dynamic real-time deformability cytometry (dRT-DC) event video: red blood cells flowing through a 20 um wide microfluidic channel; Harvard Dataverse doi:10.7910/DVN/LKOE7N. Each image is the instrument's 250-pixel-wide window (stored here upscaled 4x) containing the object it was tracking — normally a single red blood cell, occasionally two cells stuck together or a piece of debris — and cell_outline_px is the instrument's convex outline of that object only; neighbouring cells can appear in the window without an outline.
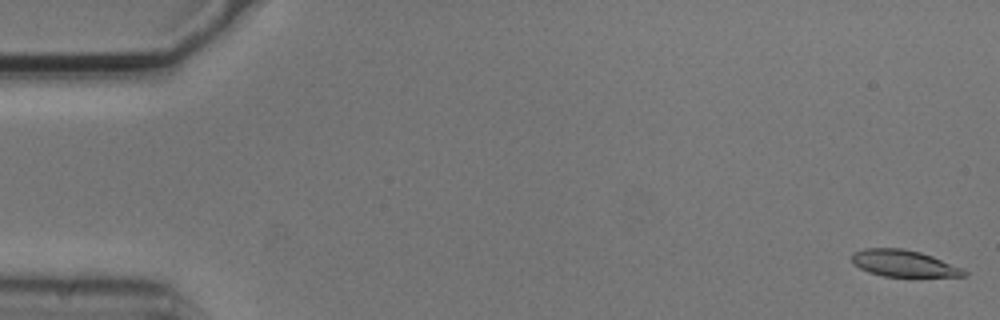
{"species": "common noctule bat (a hibernating species)", "species_latin": "Nyctalus noctula", "temperature_condition": "cold", "stored_images_in_passage": 6, "camera_frame_rate_fps": 3000, "um_per_image_px": 0.085, "animal": {"sex": "male", "body_mass_g": 20.5, "forearm_length_mm": 52.5}, "frame": {"image": 1, "passage_image": 1, "time_ms": 0.0, "image_size_px": [1000, 320], "cell_outline_px": [[968, 276], [916, 280], [884, 276], [868, 272], [852, 264], [852, 252], [864, 248], [900, 248], [920, 252], [932, 256], [964, 268], [968, 272]], "centroid_in_image_um": [76.92, 22.46], "position_along_channel_um": 8.1, "area_um2": 18.67}}
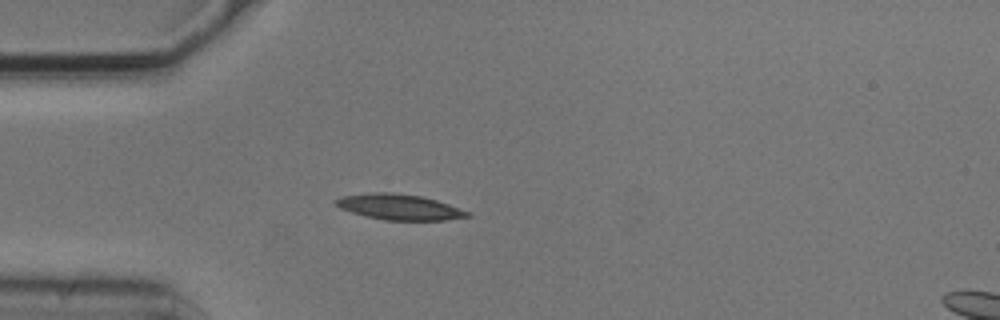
{"frame": {"image": 2, "passage_image": 5, "time_ms": 1.333, "image_size_px": [1000, 320], "cell_outline_px": [[472, 216], [444, 220], [384, 220], [352, 212], [340, 208], [332, 200], [340, 196], [368, 192], [396, 192], [420, 196], [436, 200], [472, 212]], "centroid_in_image_um": [33.94, 17.58], "position_along_channel_um": 51.1, "area_um2": 19.77}}